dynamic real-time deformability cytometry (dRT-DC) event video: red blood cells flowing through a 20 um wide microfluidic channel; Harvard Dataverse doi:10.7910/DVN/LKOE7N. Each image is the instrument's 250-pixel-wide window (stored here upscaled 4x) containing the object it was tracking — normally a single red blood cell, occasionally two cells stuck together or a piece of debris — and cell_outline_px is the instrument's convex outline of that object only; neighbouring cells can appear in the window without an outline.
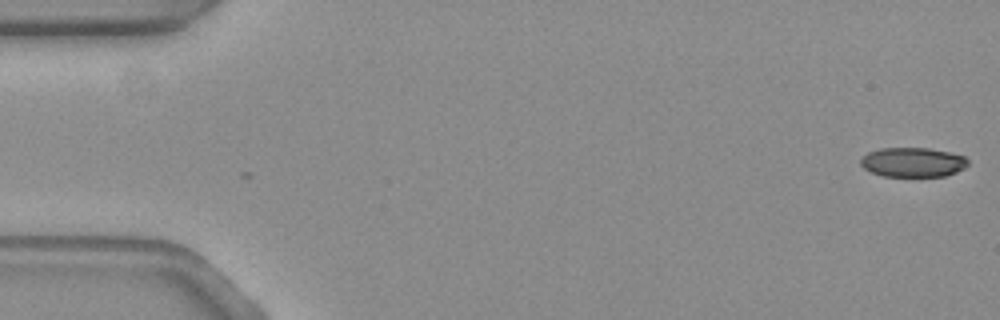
{"species": "common noctule bat (a hibernating species)", "species_latin": "Nyctalus noctula", "temperature_condition": "warm", "stored_images_in_passage": 4, "camera_frame_rate_fps": 3000, "um_per_image_px": 0.085, "animal": {"sex": "female", "body_mass_g": 19.3, "forearm_length_mm": 54.1}, "frame": {"image": 1, "passage_image": 1, "time_ms": 0.0, "image_size_px": [1000, 320], "cell_outline_px": [[968, 164], [964, 168], [956, 172], [944, 176], [884, 176], [872, 172], [864, 168], [860, 164], [860, 160], [868, 152], [880, 148], [928, 148], [948, 152], [964, 156], [968, 160]], "centroid_in_image_um": [77.59, 13.79], "position_along_channel_um": 7.4, "area_um2": 18.32}}